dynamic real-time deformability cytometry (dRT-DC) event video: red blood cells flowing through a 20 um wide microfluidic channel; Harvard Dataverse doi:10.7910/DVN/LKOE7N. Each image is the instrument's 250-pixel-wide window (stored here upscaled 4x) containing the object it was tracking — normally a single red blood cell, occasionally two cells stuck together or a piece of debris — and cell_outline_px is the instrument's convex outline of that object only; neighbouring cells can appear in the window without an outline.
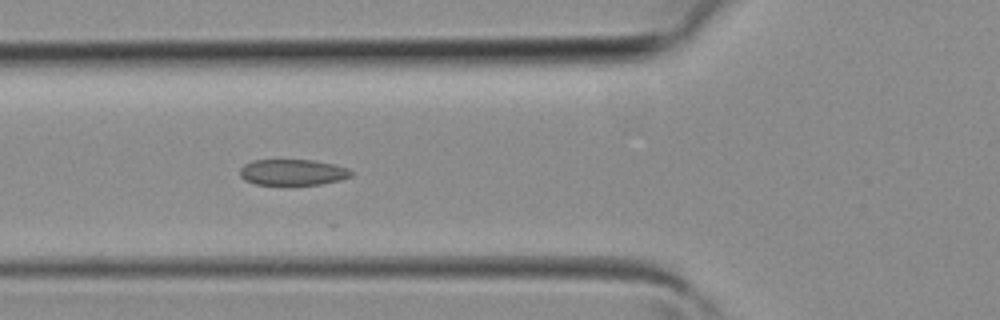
{"species": "common noctule bat (a hibernating species)", "species_latin": "Nyctalus noctula", "temperature_condition": "room temperature", "stored_images_in_passage": 19, "camera_frame_rate_fps": 3000, "um_per_image_px": 0.085, "animal": {"sex": "female", "body_mass_g": 19.3, "forearm_length_mm": 54.1}, "frame": {"image": 1, "passage_image": 12, "time_ms": 3.667, "image_size_px": [1000, 320], "cell_outline_px": [[352, 176], [340, 180], [320, 184], [256, 184], [244, 180], [240, 176], [240, 168], [244, 164], [252, 160], [316, 160], [336, 164], [348, 168], [352, 172]], "centroid_in_image_um": [24.89, 14.63], "position_along_channel_um": 100.9, "area_um2": 16.88}}
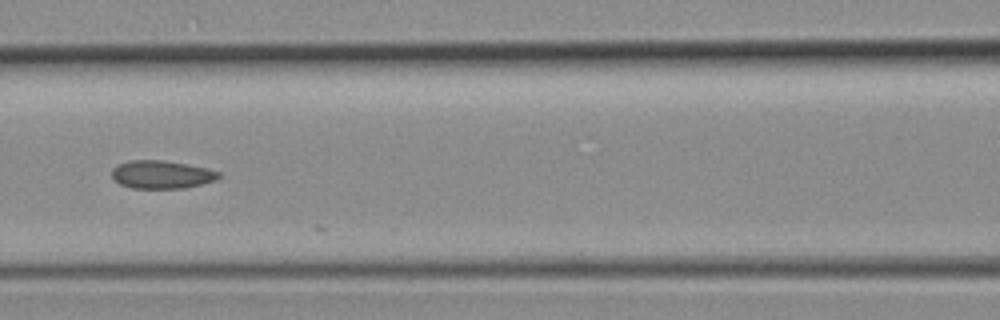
{"frame": {"image": 2, "passage_image": 15, "time_ms": 4.667, "image_size_px": [1000, 320], "cell_outline_px": [[220, 176], [216, 180], [184, 188], [132, 188], [120, 184], [112, 176], [112, 168], [116, 164], [128, 160], [164, 160], [208, 168], [220, 172]], "centroid_in_image_um": [13.72, 14.82], "position_along_channel_um": 152.9, "area_um2": 17.51}}
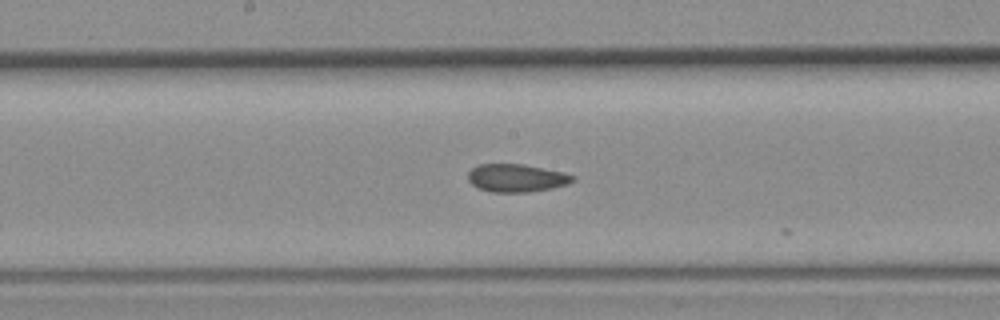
{"frame": {"image": 3, "passage_image": 18, "time_ms": 5.667, "image_size_px": [1000, 320], "cell_outline_px": [[576, 180], [568, 184], [552, 188], [528, 192], [492, 192], [480, 188], [472, 184], [468, 180], [468, 172], [476, 164], [524, 164], [564, 172], [576, 176]], "centroid_in_image_um": [43.93, 15.12], "position_along_channel_um": 204.3, "area_um2": 17.17}}